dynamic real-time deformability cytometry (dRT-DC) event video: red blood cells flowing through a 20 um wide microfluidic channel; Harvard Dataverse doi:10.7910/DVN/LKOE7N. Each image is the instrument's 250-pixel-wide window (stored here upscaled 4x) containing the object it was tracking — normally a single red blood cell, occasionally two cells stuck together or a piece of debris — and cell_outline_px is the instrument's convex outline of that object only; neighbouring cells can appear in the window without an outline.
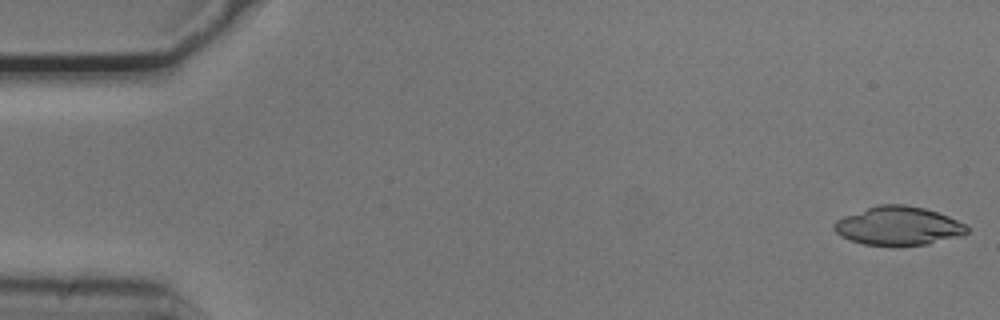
{"species": "common noctule bat (a hibernating species)", "species_latin": "Nyctalus noctula", "temperature_condition": "cold", "stored_images_in_passage": 53, "camera_frame_rate_fps": 3000, "um_per_image_px": 0.085, "animal": {"sex": "male", "body_mass_g": 20.5, "forearm_length_mm": 52.5}, "frame": {"image": 1, "passage_image": 1, "time_ms": 0.0, "image_size_px": [1000, 320], "cell_outline_px": [[972, 228], [964, 236], [928, 244], [896, 248], [892, 248], [864, 244], [840, 236], [832, 228], [832, 224], [836, 220], [844, 216], [876, 204], [904, 204], [924, 208], [948, 216]], "centroid_in_image_um": [76.37, 19.23], "position_along_channel_um": 8.6, "area_um2": 30.81}}
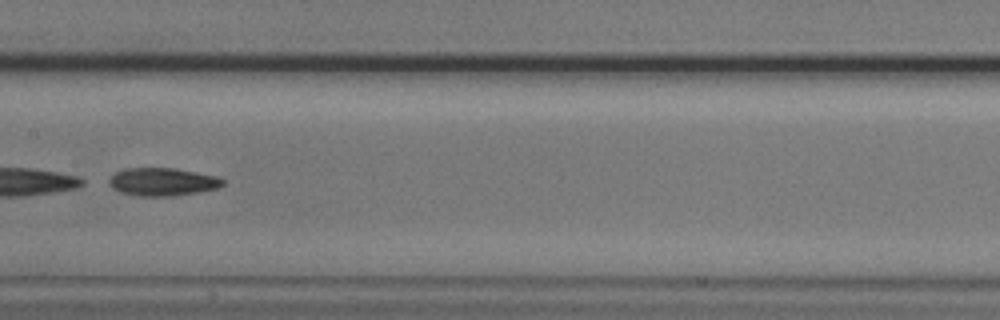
{"frame": {"image": 2, "passage_image": 27, "time_ms": 8.667, "image_size_px": [1000, 320], "cell_outline_px": [[224, 184], [216, 188], [200, 192], [172, 196], [140, 196], [120, 192], [112, 188], [108, 184], [108, 180], [116, 172], [124, 168], [172, 168], [220, 176], [224, 180]], "centroid_in_image_um": [13.82, 15.45], "position_along_channel_um": 193.6, "area_um2": 18.61}}